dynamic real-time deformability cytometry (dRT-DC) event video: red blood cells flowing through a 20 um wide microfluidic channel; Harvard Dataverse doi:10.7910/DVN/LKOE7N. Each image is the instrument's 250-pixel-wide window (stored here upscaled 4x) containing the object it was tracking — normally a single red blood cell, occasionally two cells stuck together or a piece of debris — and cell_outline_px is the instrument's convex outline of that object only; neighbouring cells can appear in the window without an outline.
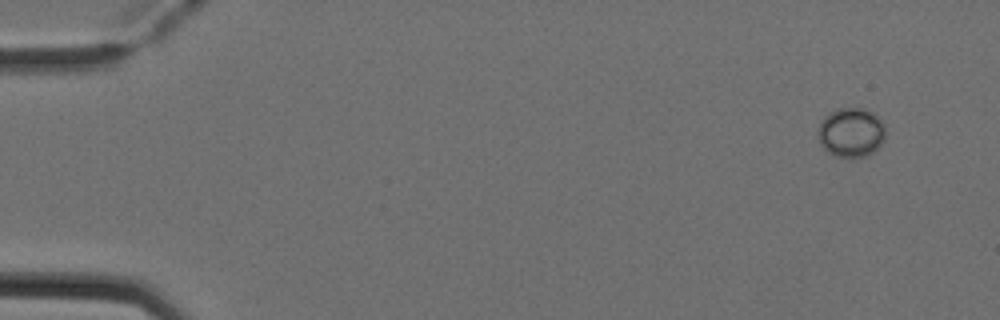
{"species": "Egyptian fruit bat (a non-hibernating species)", "species_latin": "Rousettus aegyptiacus", "temperature_condition": "cold", "stored_images_in_passage": 2, "camera_frame_rate_fps": 3000, "um_per_image_px": 0.085, "animal": {"sex": "female"}, "frame": {"image": 1, "passage_image": 1, "time_ms": 0.0, "image_size_px": [1000, 320], "cell_outline_px": [[884, 140], [868, 156], [832, 156], [820, 144], [816, 136], [820, 120], [828, 112], [836, 108], [864, 108], [872, 112], [884, 124]], "centroid_in_image_um": [72.28, 11.23], "position_along_channel_um": 12.7, "area_um2": 19.54}}